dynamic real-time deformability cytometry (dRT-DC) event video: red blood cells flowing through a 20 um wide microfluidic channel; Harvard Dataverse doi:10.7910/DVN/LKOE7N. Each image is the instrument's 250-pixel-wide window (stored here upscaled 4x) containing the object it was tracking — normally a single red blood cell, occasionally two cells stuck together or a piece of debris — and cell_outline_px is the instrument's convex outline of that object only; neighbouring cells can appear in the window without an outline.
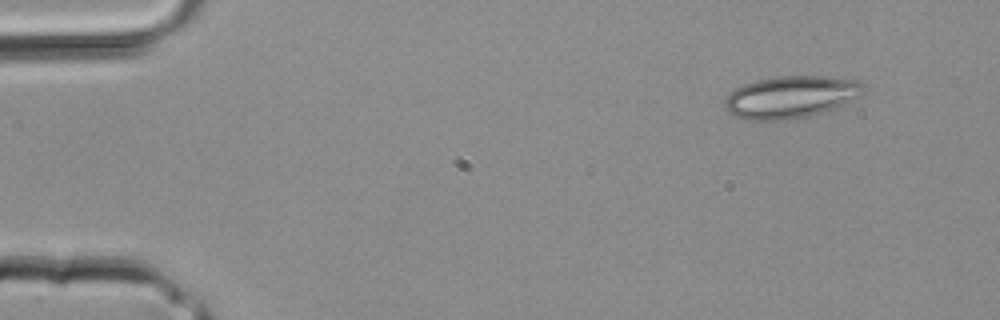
{"species": "common noctule bat (a hibernating species)", "species_latin": "Nyctalus noctula", "temperature_condition": "room temperature", "stored_images_in_passage": 3, "camera_frame_rate_fps": 3000, "um_per_image_px": 0.085, "animal": {"sex": "male", "body_mass_g": 20.4}, "frame": {"image": 1, "passage_image": 1, "time_ms": 0.0, "image_size_px": [1000, 320], "cell_outline_px": [[864, 96], [824, 112], [812, 116], [788, 120], [748, 120], [732, 116], [724, 108], [724, 96], [728, 92], [744, 84], [756, 80], [780, 76], [828, 76], [856, 80], [864, 84]], "centroid_in_image_um": [67.21, 8.25], "position_along_channel_um": 17.8, "area_um2": 34.8}}